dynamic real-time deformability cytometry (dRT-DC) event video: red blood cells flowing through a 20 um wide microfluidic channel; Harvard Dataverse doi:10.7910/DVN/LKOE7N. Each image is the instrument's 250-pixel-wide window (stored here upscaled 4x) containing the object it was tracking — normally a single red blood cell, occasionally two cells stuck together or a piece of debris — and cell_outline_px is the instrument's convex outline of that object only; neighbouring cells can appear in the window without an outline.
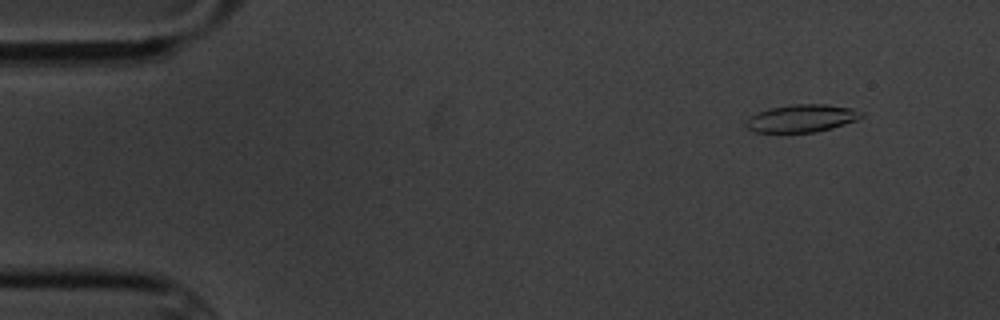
{"species": "common noctule bat (a hibernating species)", "species_latin": "Nyctalus noctula", "temperature_condition": "cold", "stored_images_in_passage": 5, "camera_frame_rate_fps": 3000, "um_per_image_px": 0.085, "animal": {"sex": "male", "body_mass_g": 20.1, "forearm_length_mm": 53.5}, "frame": {"image": 1, "passage_image": 5, "time_ms": 4.667, "image_size_px": [1000, 320], "cell_outline_px": [[864, 116], [856, 120], [832, 128], [816, 132], [756, 132], [748, 128], [748, 120], [756, 112], [768, 108], [792, 104], [824, 104], [852, 108], [864, 112]], "centroid_in_image_um": [68.19, 10.04], "position_along_channel_um": 16.8, "area_um2": 18.44}}